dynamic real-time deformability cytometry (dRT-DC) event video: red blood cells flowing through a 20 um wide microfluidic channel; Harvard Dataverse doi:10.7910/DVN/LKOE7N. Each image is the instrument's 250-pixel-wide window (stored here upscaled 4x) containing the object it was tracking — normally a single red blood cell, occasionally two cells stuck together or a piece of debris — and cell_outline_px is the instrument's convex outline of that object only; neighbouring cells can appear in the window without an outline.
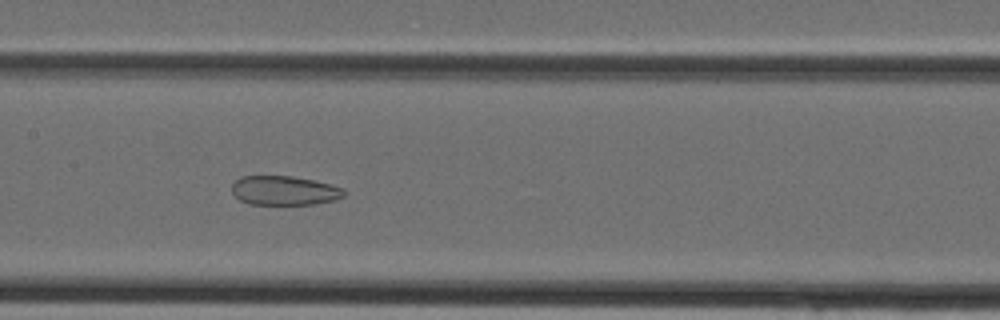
{"species": "Egyptian fruit bat (a non-hibernating species)", "species_latin": "Rousettus aegyptiacus", "temperature_condition": "cold", "stored_images_in_passage": 33, "camera_frame_rate_fps": 3000, "um_per_image_px": 0.085, "animal": {"sex": "female"}, "frame": {"image": 1, "passage_image": 18, "time_ms": 5.667, "image_size_px": [1000, 320], "cell_outline_px": [[344, 196], [332, 200], [312, 204], [248, 204], [240, 200], [232, 192], [232, 184], [240, 176], [292, 176], [332, 184], [344, 188]], "centroid_in_image_um": [24.15, 16.19], "position_along_channel_um": 183.3, "area_um2": 19.02}}
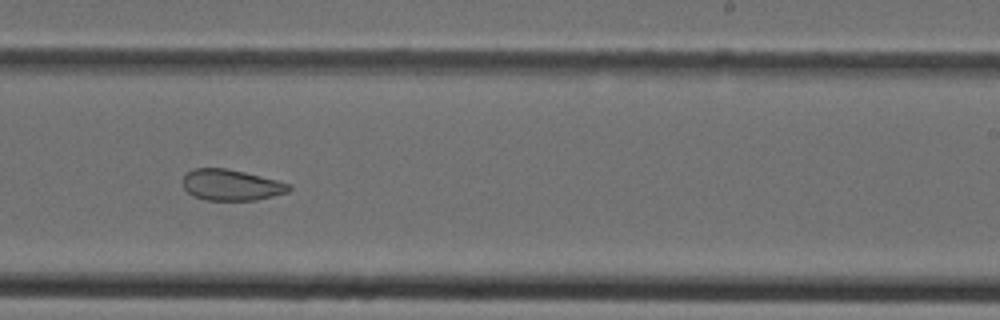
{"frame": {"image": 2, "passage_image": 23, "time_ms": 7.333, "image_size_px": [1000, 320], "cell_outline_px": [[292, 188], [288, 192], [256, 200], [208, 200], [192, 196], [184, 188], [184, 176], [192, 168], [228, 168], [292, 184]], "centroid_in_image_um": [19.66, 15.72], "position_along_channel_um": 269.3, "area_um2": 19.13}}
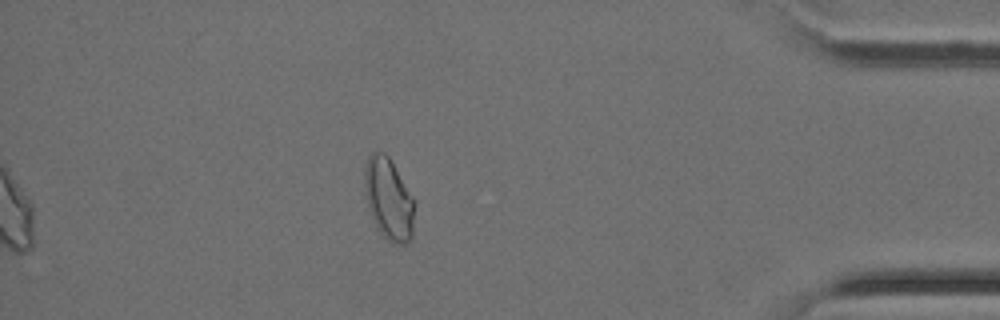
{"frame": {"image": 3, "passage_image": 33, "time_ms": 10.667, "image_size_px": [1000, 320], "cell_outline_px": [[416, 204], [412, 236], [404, 244], [392, 244], [376, 228], [368, 204], [364, 184], [364, 168], [368, 156], [372, 152], [384, 152], [388, 156], [416, 200]], "centroid_in_image_um": [33.07, 16.91], "position_along_channel_um": 402.1, "area_um2": 23.99}}